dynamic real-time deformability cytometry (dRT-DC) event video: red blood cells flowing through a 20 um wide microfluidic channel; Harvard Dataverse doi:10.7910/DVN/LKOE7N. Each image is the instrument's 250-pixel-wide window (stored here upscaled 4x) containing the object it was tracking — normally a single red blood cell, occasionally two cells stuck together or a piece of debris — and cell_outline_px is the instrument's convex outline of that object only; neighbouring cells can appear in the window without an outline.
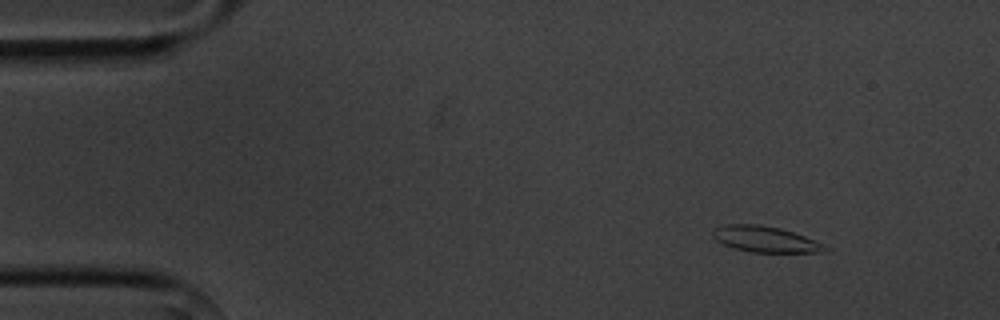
{"species": "common noctule bat (a hibernating species)", "species_latin": "Nyctalus noctula", "temperature_condition": "cold", "stored_images_in_passage": 6, "camera_frame_rate_fps": 3000, "um_per_image_px": 0.085, "animal": {"sex": "male", "body_mass_g": 20.1, "forearm_length_mm": 53.5}, "frame": {"image": 1, "passage_image": 2, "time_ms": 1.333, "image_size_px": [1000, 320], "cell_outline_px": [[832, 248], [828, 252], [752, 252], [732, 248], [716, 240], [712, 236], [712, 228], [724, 224], [756, 224], [780, 228], [804, 236]], "centroid_in_image_um": [65.03, 20.33], "position_along_channel_um": 20.0, "area_um2": 17.05}}
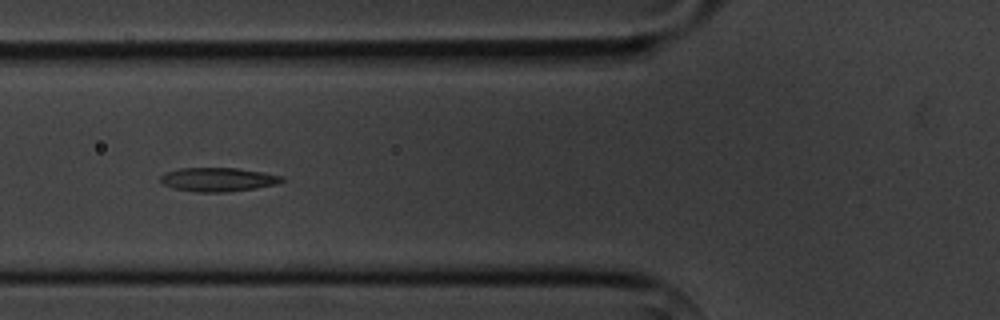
{"frame": {"image": 2, "passage_image": 6, "time_ms": 6.0, "image_size_px": [1000, 320], "cell_outline_px": [[284, 180], [276, 184], [256, 188], [228, 192], [196, 192], [172, 188], [164, 184], [160, 180], [160, 176], [164, 172], [180, 168], [236, 168], [264, 172], [284, 176]], "centroid_in_image_um": [18.53, 15.26], "position_along_channel_um": 107.3, "area_um2": 16.99}}